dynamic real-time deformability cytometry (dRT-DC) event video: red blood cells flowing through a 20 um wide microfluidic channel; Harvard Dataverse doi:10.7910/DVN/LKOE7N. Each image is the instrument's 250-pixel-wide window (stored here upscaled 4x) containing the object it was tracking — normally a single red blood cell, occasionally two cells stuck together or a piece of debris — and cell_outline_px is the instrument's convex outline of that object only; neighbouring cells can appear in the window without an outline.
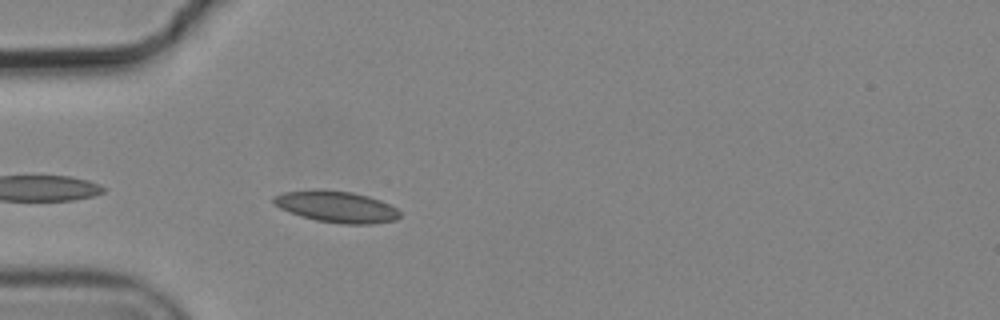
{"species": "common noctule bat (a hibernating species)", "species_latin": "Nyctalus noctula", "temperature_condition": "cold", "stored_images_in_passage": 4, "camera_frame_rate_fps": 3000, "um_per_image_px": 0.085, "animal": {"sex": "male", "body_mass_g": 19.2, "forearm_length_mm": 51.8}, "frame": {"image": 1, "passage_image": 4, "time_ms": 1.0, "image_size_px": [1000, 320], "cell_outline_px": [[400, 216], [396, 220], [372, 224], [340, 224], [316, 220], [300, 216], [280, 208], [272, 204], [272, 196], [284, 192], [352, 192], [368, 196], [380, 200], [396, 208], [400, 212]], "centroid_in_image_um": [28.63, 17.62], "position_along_channel_um": 56.4, "area_um2": 22.43}}